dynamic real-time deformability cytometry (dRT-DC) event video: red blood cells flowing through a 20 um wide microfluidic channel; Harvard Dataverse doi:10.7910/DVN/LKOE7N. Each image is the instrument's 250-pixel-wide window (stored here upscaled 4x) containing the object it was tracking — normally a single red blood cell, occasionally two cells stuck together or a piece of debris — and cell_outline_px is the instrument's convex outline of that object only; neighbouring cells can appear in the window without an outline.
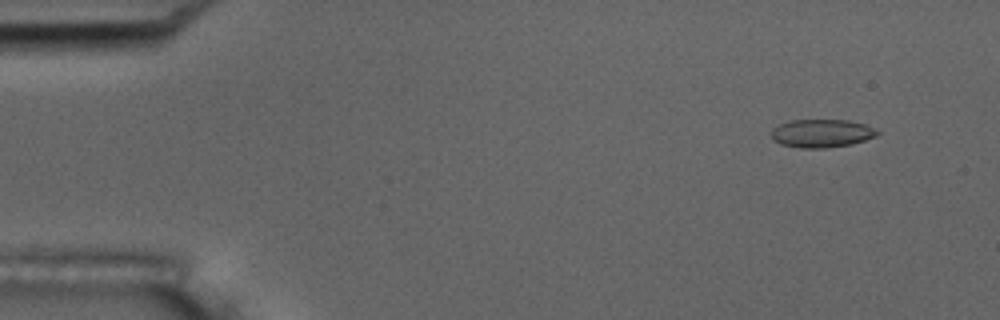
{"species": "common noctule bat (a hibernating species)", "species_latin": "Nyctalus noctula", "temperature_condition": "room temperature", "stored_images_in_passage": 33, "camera_frame_rate_fps": 3000, "um_per_image_px": 0.085, "animal": {"sex": "male", "body_mass_g": 17.5, "forearm_length_mm": 52.3}, "frame": {"image": 1, "passage_image": 3, "time_ms": 0.667, "image_size_px": [1000, 320], "cell_outline_px": [[880, 132], [876, 136], [852, 144], [824, 148], [800, 148], [780, 144], [772, 140], [772, 128], [780, 124], [792, 120], [848, 120], [864, 124]], "centroid_in_image_um": [69.81, 11.34], "position_along_channel_um": 15.2, "area_um2": 17.34}}
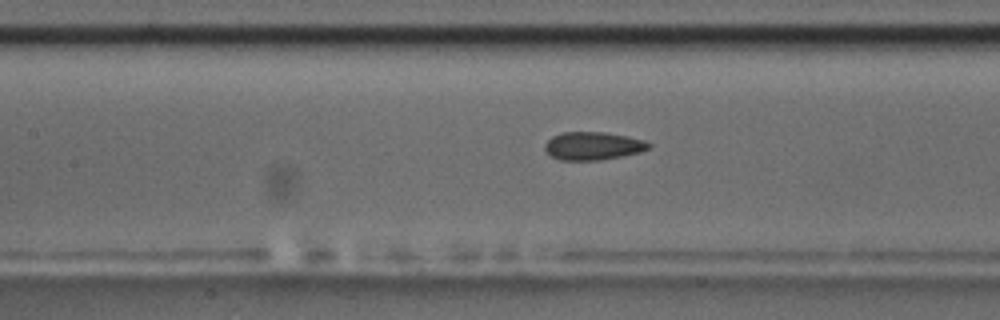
{"frame": {"image": 2, "passage_image": 23, "time_ms": 7.333, "image_size_px": [1000, 320], "cell_outline_px": [[652, 148], [640, 152], [624, 156], [600, 160], [560, 160], [552, 156], [544, 148], [544, 144], [552, 136], [560, 132], [608, 132], [628, 136], [644, 140], [652, 144]], "centroid_in_image_um": [50.44, 12.39], "position_along_channel_um": 157.0, "area_um2": 17.22}}
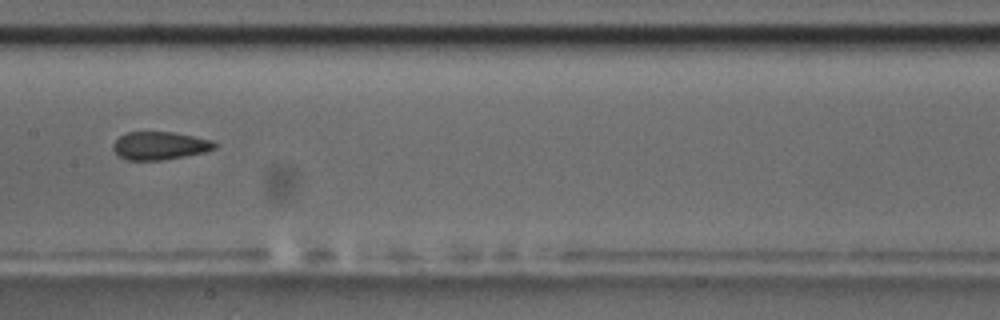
{"frame": {"image": 3, "passage_image": 26, "time_ms": 8.333, "image_size_px": [1000, 320], "cell_outline_px": [[216, 148], [204, 152], [184, 156], [160, 160], [124, 160], [112, 148], [112, 144], [120, 136], [128, 132], [172, 132], [212, 140], [216, 144]], "centroid_in_image_um": [13.56, 12.38], "position_along_channel_um": 193.8, "area_um2": 16.42}}